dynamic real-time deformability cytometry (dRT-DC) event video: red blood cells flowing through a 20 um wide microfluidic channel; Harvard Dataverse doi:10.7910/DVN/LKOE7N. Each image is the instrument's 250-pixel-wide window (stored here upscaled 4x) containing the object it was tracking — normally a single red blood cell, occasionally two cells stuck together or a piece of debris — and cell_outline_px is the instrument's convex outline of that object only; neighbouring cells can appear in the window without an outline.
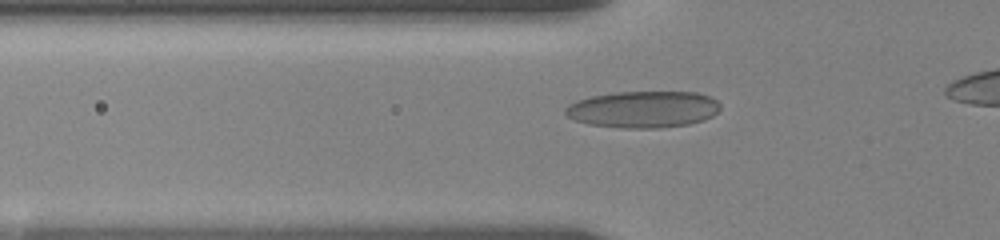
{"species": "human", "species_latin": "Homo sapiens", "temperature_condition": "room temperature", "stored_images_in_passage": 34, "camera_frame_rate_fps": 3000, "um_per_image_px": 0.085, "donor": {"sex": "female"}, "frame": {"image": 1, "passage_image": 11, "time_ms": 4.0, "image_size_px": [1000, 240], "cell_outline_px": [[720, 108], [712, 116], [704, 120], [688, 124], [660, 128], [620, 128], [588, 124], [576, 120], [568, 116], [564, 112], [564, 108], [568, 104], [592, 96], [616, 92], [696, 92], [712, 96], [720, 104]], "centroid_in_image_um": [54.69, 9.29], "position_along_channel_um": 71.1, "area_um2": 33.18}}
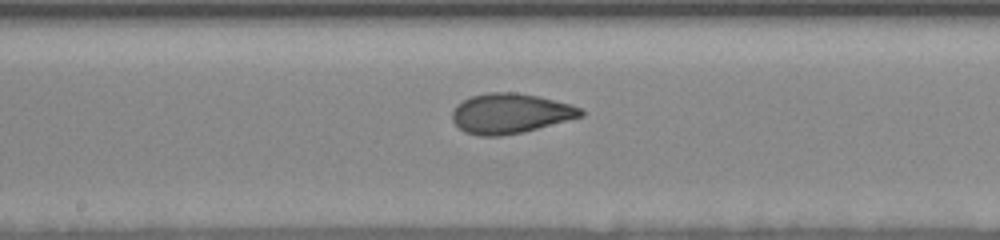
{"frame": {"image": 2, "passage_image": 20, "time_ms": 7.667, "image_size_px": [1000, 240], "cell_outline_px": [[584, 116], [524, 132], [500, 136], [480, 136], [464, 132], [452, 120], [452, 112], [456, 104], [472, 96], [488, 92], [516, 92], [536, 96], [572, 104], [580, 108], [584, 112]], "centroid_in_image_um": [43.37, 9.65], "position_along_channel_um": 204.8, "area_um2": 30.0}}
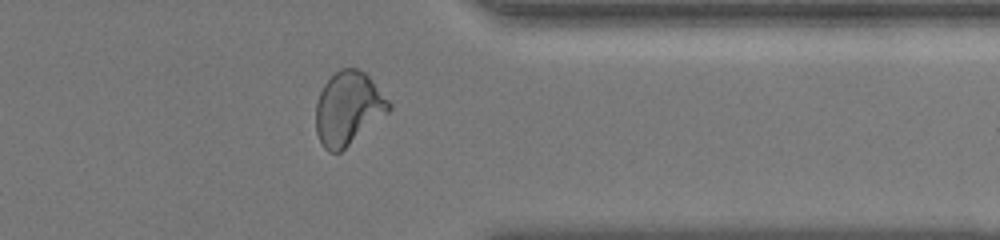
{"frame": {"image": 3, "passage_image": 32, "time_ms": 12.667, "image_size_px": [1000, 240], "cell_outline_px": [[392, 108], [388, 112], [340, 152], [328, 152], [320, 144], [316, 132], [316, 104], [320, 92], [324, 84], [340, 68], [356, 68], [364, 72], [368, 76], [392, 104]], "centroid_in_image_um": [29.58, 9.22], "position_along_channel_um": 381.8, "area_um2": 30.87}}